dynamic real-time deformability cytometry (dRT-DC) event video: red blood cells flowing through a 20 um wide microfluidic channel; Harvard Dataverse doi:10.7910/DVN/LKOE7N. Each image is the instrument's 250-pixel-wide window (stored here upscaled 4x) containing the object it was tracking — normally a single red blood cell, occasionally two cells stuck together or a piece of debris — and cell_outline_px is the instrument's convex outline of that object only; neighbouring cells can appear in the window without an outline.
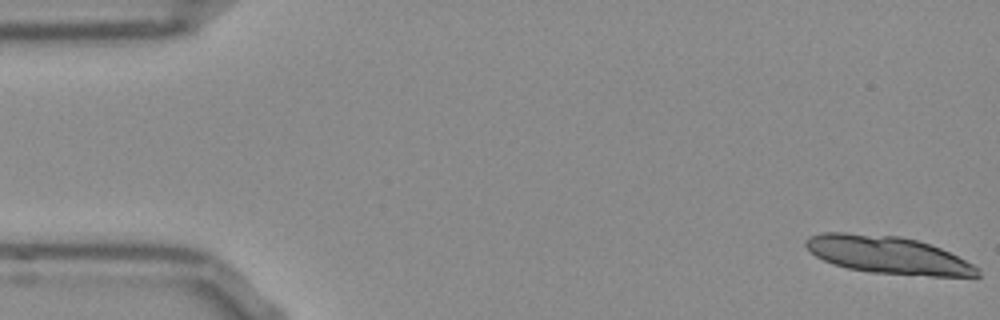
{"species": "Egyptian fruit bat (a non-hibernating species)", "species_latin": "Rousettus aegyptiacus", "temperature_condition": "room temperature", "stored_images_in_passage": 14, "camera_frame_rate_fps": 3000, "um_per_image_px": 0.085, "frame": {"image": 1, "passage_image": 1, "time_ms": 0.0, "image_size_px": [1000, 320], "cell_outline_px": [[980, 276], [932, 276], [872, 272], [848, 268], [832, 264], [816, 256], [804, 244], [804, 240], [808, 236], [820, 232], [844, 232], [900, 236], [916, 240], [940, 248], [980, 268]], "centroid_in_image_um": [75.42, 21.66], "position_along_channel_um": 9.6, "area_um2": 37.34}}